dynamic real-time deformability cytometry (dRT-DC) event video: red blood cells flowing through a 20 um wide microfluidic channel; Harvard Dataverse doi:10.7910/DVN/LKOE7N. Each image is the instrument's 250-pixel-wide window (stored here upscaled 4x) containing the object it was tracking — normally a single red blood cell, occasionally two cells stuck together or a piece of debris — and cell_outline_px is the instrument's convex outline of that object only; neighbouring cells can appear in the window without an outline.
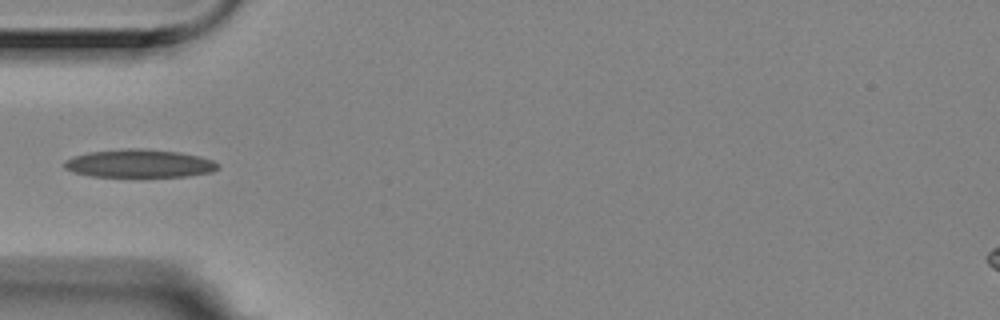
{"species": "Egyptian fruit bat (a non-hibernating species)", "species_latin": "Rousettus aegyptiacus", "temperature_condition": "room temperature", "stored_images_in_passage": 13, "camera_frame_rate_fps": 3000, "um_per_image_px": 0.085, "animal": {"sex": "female"}, "frame": {"image": 1, "passage_image": 4, "time_ms": 1.0, "image_size_px": [1000, 320], "cell_outline_px": [[220, 168], [212, 172], [184, 176], [92, 176], [76, 172], [64, 168], [64, 160], [88, 152], [124, 148], [144, 148], [180, 152], [200, 156], [212, 160], [220, 164]], "centroid_in_image_um": [11.89, 13.88], "position_along_channel_um": 73.1, "area_um2": 25.09}}
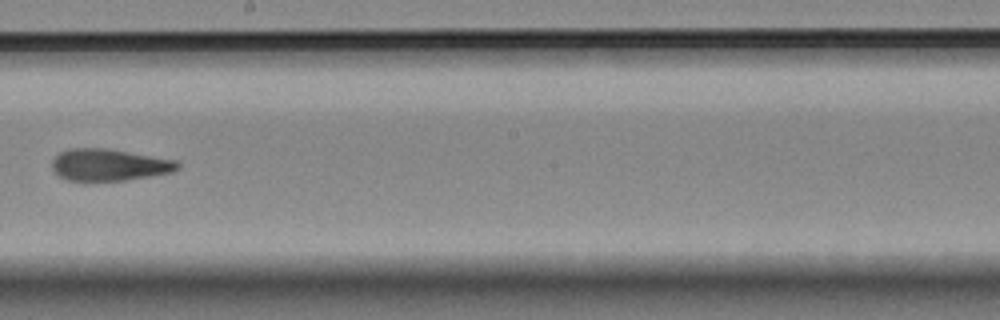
{"frame": {"image": 2, "passage_image": 8, "time_ms": 2.333, "image_size_px": [1000, 320], "cell_outline_px": [[180, 168], [172, 172], [124, 180], [84, 184], [68, 180], [60, 176], [52, 168], [52, 160], [60, 152], [68, 148], [108, 148], [176, 160], [180, 164]], "centroid_in_image_um": [9.23, 14.04], "position_along_channel_um": 239.0, "area_um2": 23.93}}
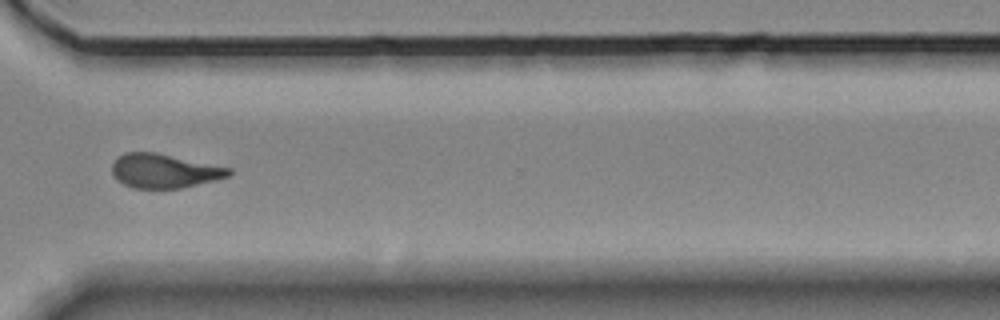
{"frame": {"image": 3, "passage_image": 11, "time_ms": 3.333, "image_size_px": [1000, 320], "cell_outline_px": [[232, 172], [228, 176], [216, 180], [180, 188], [132, 188], [116, 180], [112, 176], [112, 164], [124, 152], [156, 152], [232, 168]], "centroid_in_image_um": [13.95, 14.52], "position_along_channel_um": 356.7, "area_um2": 23.24}}